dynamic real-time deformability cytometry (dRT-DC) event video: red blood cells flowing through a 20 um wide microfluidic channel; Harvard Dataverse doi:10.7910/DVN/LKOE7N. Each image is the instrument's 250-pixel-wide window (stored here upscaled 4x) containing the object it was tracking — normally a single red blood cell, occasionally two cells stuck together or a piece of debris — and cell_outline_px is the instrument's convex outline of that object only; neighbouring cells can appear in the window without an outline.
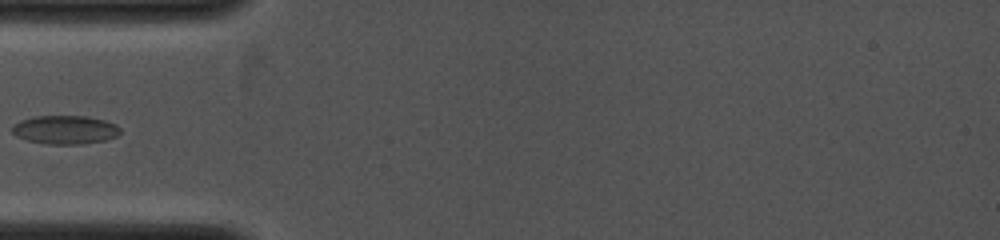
{"species": "common noctule bat (a hibernating species)", "species_latin": "Nyctalus noctula", "temperature_condition": "cold", "stored_images_in_passage": 20, "camera_frame_rate_fps": 4000, "um_per_image_px": 0.085, "animal": {"sex": "female", "body_mass_g": 19.0, "forearm_length_mm": 53.3}, "frame": {"image": 1, "passage_image": 1, "time_ms": 0.0, "image_size_px": [1000, 240], "cell_outline_px": [[120, 132], [116, 136], [108, 140], [80, 144], [48, 144], [28, 140], [16, 136], [12, 132], [12, 128], [20, 120], [32, 116], [84, 116], [104, 120], [116, 124], [120, 128]], "centroid_in_image_um": [5.55, 11.03], "position_along_channel_um": 79.5, "area_um2": 17.98}}